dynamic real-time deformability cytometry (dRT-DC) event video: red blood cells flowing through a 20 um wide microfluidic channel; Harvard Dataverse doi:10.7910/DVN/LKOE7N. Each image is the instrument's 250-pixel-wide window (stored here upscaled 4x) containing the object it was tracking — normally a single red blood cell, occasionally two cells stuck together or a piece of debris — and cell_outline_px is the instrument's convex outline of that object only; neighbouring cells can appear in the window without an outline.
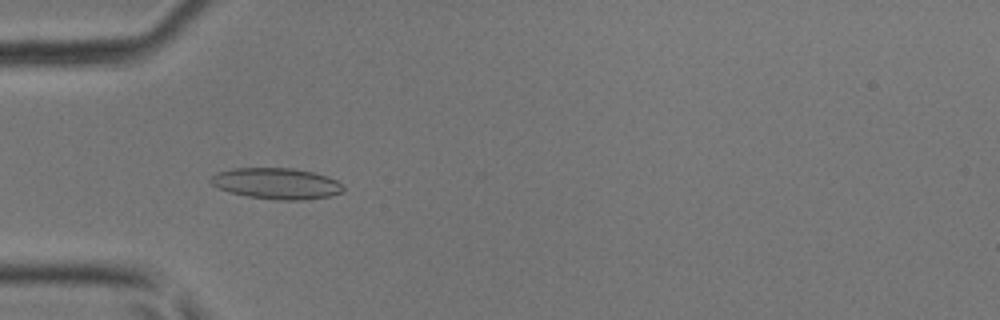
{"species": "common noctule bat (a hibernating species)", "species_latin": "Nyctalus noctula", "temperature_condition": "room temperature", "stored_images_in_passage": 45, "camera_frame_rate_fps": 3000, "um_per_image_px": 0.085, "animal": {"sex": "male", "body_mass_g": 17.9, "forearm_length_mm": 54.2}, "frame": {"image": 1, "passage_image": 15, "time_ms": 4.667, "image_size_px": [1000, 320], "cell_outline_px": [[344, 192], [328, 196], [308, 200], [276, 200], [248, 196], [232, 192], [220, 188], [212, 184], [208, 180], [216, 172], [232, 168], [292, 168], [312, 172], [328, 176], [336, 180], [344, 188]], "centroid_in_image_um": [23.51, 15.59], "position_along_channel_um": 61.5, "area_um2": 23.99}}
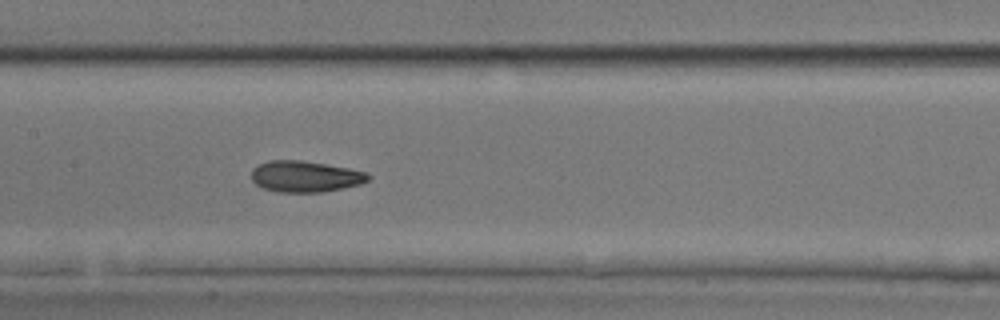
{"frame": {"image": 2, "passage_image": 23, "time_ms": 7.333, "image_size_px": [1000, 320], "cell_outline_px": [[372, 176], [368, 180], [360, 184], [320, 192], [280, 192], [260, 188], [252, 180], [252, 168], [256, 164], [268, 160], [300, 160], [348, 168], [368, 172]], "centroid_in_image_um": [25.9, 14.99], "position_along_channel_um": 181.5, "area_um2": 21.27}}
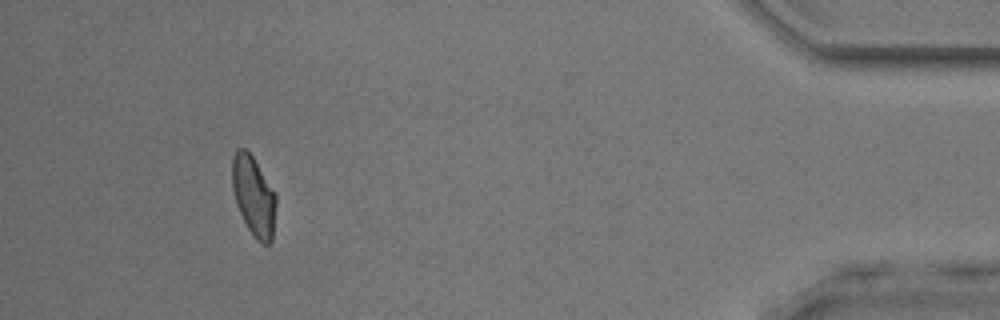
{"frame": {"image": 3, "passage_image": 42, "time_ms": 13.667, "image_size_px": [1000, 320], "cell_outline_px": [[276, 204], [272, 240], [268, 244], [260, 244], [252, 236], [236, 204], [232, 188], [232, 156], [236, 148], [244, 148], [252, 156], [276, 192]], "centroid_in_image_um": [21.56, 16.66], "position_along_channel_um": 413.6, "area_um2": 20.58}}